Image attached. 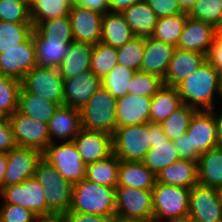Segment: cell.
I'll return each mask as SVG.
<instances>
[{
    "mask_svg": "<svg viewBox=\"0 0 222 222\" xmlns=\"http://www.w3.org/2000/svg\"><path fill=\"white\" fill-rule=\"evenodd\" d=\"M7 155V170L3 178V188L16 185L34 177L42 153L31 148L16 147Z\"/></svg>",
    "mask_w": 222,
    "mask_h": 222,
    "instance_id": "15",
    "label": "cell"
},
{
    "mask_svg": "<svg viewBox=\"0 0 222 222\" xmlns=\"http://www.w3.org/2000/svg\"><path fill=\"white\" fill-rule=\"evenodd\" d=\"M12 133L17 147L31 148L43 153L51 144L48 124L15 111L10 117Z\"/></svg>",
    "mask_w": 222,
    "mask_h": 222,
    "instance_id": "9",
    "label": "cell"
},
{
    "mask_svg": "<svg viewBox=\"0 0 222 222\" xmlns=\"http://www.w3.org/2000/svg\"><path fill=\"white\" fill-rule=\"evenodd\" d=\"M205 60L206 55L199 52L175 48L163 78L164 85L175 87L184 78L194 73Z\"/></svg>",
    "mask_w": 222,
    "mask_h": 222,
    "instance_id": "22",
    "label": "cell"
},
{
    "mask_svg": "<svg viewBox=\"0 0 222 222\" xmlns=\"http://www.w3.org/2000/svg\"><path fill=\"white\" fill-rule=\"evenodd\" d=\"M217 97H219V99L222 100V69L218 70V96Z\"/></svg>",
    "mask_w": 222,
    "mask_h": 222,
    "instance_id": "61",
    "label": "cell"
},
{
    "mask_svg": "<svg viewBox=\"0 0 222 222\" xmlns=\"http://www.w3.org/2000/svg\"><path fill=\"white\" fill-rule=\"evenodd\" d=\"M181 159L172 140L159 142L146 153L141 161L156 175L168 165Z\"/></svg>",
    "mask_w": 222,
    "mask_h": 222,
    "instance_id": "36",
    "label": "cell"
},
{
    "mask_svg": "<svg viewBox=\"0 0 222 222\" xmlns=\"http://www.w3.org/2000/svg\"><path fill=\"white\" fill-rule=\"evenodd\" d=\"M206 60L217 70L222 69V37L215 36L214 42L206 54Z\"/></svg>",
    "mask_w": 222,
    "mask_h": 222,
    "instance_id": "52",
    "label": "cell"
},
{
    "mask_svg": "<svg viewBox=\"0 0 222 222\" xmlns=\"http://www.w3.org/2000/svg\"><path fill=\"white\" fill-rule=\"evenodd\" d=\"M94 45L73 40L68 52L59 66L63 79H68L90 70L91 56Z\"/></svg>",
    "mask_w": 222,
    "mask_h": 222,
    "instance_id": "25",
    "label": "cell"
},
{
    "mask_svg": "<svg viewBox=\"0 0 222 222\" xmlns=\"http://www.w3.org/2000/svg\"><path fill=\"white\" fill-rule=\"evenodd\" d=\"M34 177L44 190L48 215L65 214L71 207L73 184L43 158L37 164Z\"/></svg>",
    "mask_w": 222,
    "mask_h": 222,
    "instance_id": "3",
    "label": "cell"
},
{
    "mask_svg": "<svg viewBox=\"0 0 222 222\" xmlns=\"http://www.w3.org/2000/svg\"><path fill=\"white\" fill-rule=\"evenodd\" d=\"M136 71L117 64L104 78L102 87L116 99L127 94L129 83Z\"/></svg>",
    "mask_w": 222,
    "mask_h": 222,
    "instance_id": "42",
    "label": "cell"
},
{
    "mask_svg": "<svg viewBox=\"0 0 222 222\" xmlns=\"http://www.w3.org/2000/svg\"><path fill=\"white\" fill-rule=\"evenodd\" d=\"M73 0H33L30 19L35 27L38 23L69 15Z\"/></svg>",
    "mask_w": 222,
    "mask_h": 222,
    "instance_id": "34",
    "label": "cell"
},
{
    "mask_svg": "<svg viewBox=\"0 0 222 222\" xmlns=\"http://www.w3.org/2000/svg\"><path fill=\"white\" fill-rule=\"evenodd\" d=\"M219 193H220V197H221V200H222V186L219 188Z\"/></svg>",
    "mask_w": 222,
    "mask_h": 222,
    "instance_id": "65",
    "label": "cell"
},
{
    "mask_svg": "<svg viewBox=\"0 0 222 222\" xmlns=\"http://www.w3.org/2000/svg\"><path fill=\"white\" fill-rule=\"evenodd\" d=\"M145 38L134 36L117 50V63L134 71L141 70V64L144 58Z\"/></svg>",
    "mask_w": 222,
    "mask_h": 222,
    "instance_id": "43",
    "label": "cell"
},
{
    "mask_svg": "<svg viewBox=\"0 0 222 222\" xmlns=\"http://www.w3.org/2000/svg\"><path fill=\"white\" fill-rule=\"evenodd\" d=\"M7 155L6 153H0V195L3 190V178L7 170Z\"/></svg>",
    "mask_w": 222,
    "mask_h": 222,
    "instance_id": "58",
    "label": "cell"
},
{
    "mask_svg": "<svg viewBox=\"0 0 222 222\" xmlns=\"http://www.w3.org/2000/svg\"><path fill=\"white\" fill-rule=\"evenodd\" d=\"M34 29L46 40L70 44L73 40L71 22L68 15L38 23Z\"/></svg>",
    "mask_w": 222,
    "mask_h": 222,
    "instance_id": "37",
    "label": "cell"
},
{
    "mask_svg": "<svg viewBox=\"0 0 222 222\" xmlns=\"http://www.w3.org/2000/svg\"><path fill=\"white\" fill-rule=\"evenodd\" d=\"M122 14L135 36H152L158 17L145 1L132 5Z\"/></svg>",
    "mask_w": 222,
    "mask_h": 222,
    "instance_id": "29",
    "label": "cell"
},
{
    "mask_svg": "<svg viewBox=\"0 0 222 222\" xmlns=\"http://www.w3.org/2000/svg\"><path fill=\"white\" fill-rule=\"evenodd\" d=\"M171 222H198V221L188 214L180 217L179 219H175Z\"/></svg>",
    "mask_w": 222,
    "mask_h": 222,
    "instance_id": "62",
    "label": "cell"
},
{
    "mask_svg": "<svg viewBox=\"0 0 222 222\" xmlns=\"http://www.w3.org/2000/svg\"><path fill=\"white\" fill-rule=\"evenodd\" d=\"M158 18L183 13L178 0H144Z\"/></svg>",
    "mask_w": 222,
    "mask_h": 222,
    "instance_id": "48",
    "label": "cell"
},
{
    "mask_svg": "<svg viewBox=\"0 0 222 222\" xmlns=\"http://www.w3.org/2000/svg\"><path fill=\"white\" fill-rule=\"evenodd\" d=\"M116 48L102 42L94 45L90 70L99 78H104L117 65Z\"/></svg>",
    "mask_w": 222,
    "mask_h": 222,
    "instance_id": "40",
    "label": "cell"
},
{
    "mask_svg": "<svg viewBox=\"0 0 222 222\" xmlns=\"http://www.w3.org/2000/svg\"><path fill=\"white\" fill-rule=\"evenodd\" d=\"M191 189L157 183L152 189L154 222H171L189 214Z\"/></svg>",
    "mask_w": 222,
    "mask_h": 222,
    "instance_id": "5",
    "label": "cell"
},
{
    "mask_svg": "<svg viewBox=\"0 0 222 222\" xmlns=\"http://www.w3.org/2000/svg\"><path fill=\"white\" fill-rule=\"evenodd\" d=\"M58 108L57 103L44 99L37 94L19 93L18 111L42 123L48 124Z\"/></svg>",
    "mask_w": 222,
    "mask_h": 222,
    "instance_id": "31",
    "label": "cell"
},
{
    "mask_svg": "<svg viewBox=\"0 0 222 222\" xmlns=\"http://www.w3.org/2000/svg\"><path fill=\"white\" fill-rule=\"evenodd\" d=\"M148 130L150 132L151 147H155L156 143L167 142L169 139L163 132L160 124L148 123Z\"/></svg>",
    "mask_w": 222,
    "mask_h": 222,
    "instance_id": "54",
    "label": "cell"
},
{
    "mask_svg": "<svg viewBox=\"0 0 222 222\" xmlns=\"http://www.w3.org/2000/svg\"><path fill=\"white\" fill-rule=\"evenodd\" d=\"M120 160L113 153L104 160L86 165L85 178L101 186L116 188Z\"/></svg>",
    "mask_w": 222,
    "mask_h": 222,
    "instance_id": "32",
    "label": "cell"
},
{
    "mask_svg": "<svg viewBox=\"0 0 222 222\" xmlns=\"http://www.w3.org/2000/svg\"><path fill=\"white\" fill-rule=\"evenodd\" d=\"M175 87L183 104L196 111L212 110L215 108L214 97L218 96V70L205 60Z\"/></svg>",
    "mask_w": 222,
    "mask_h": 222,
    "instance_id": "1",
    "label": "cell"
},
{
    "mask_svg": "<svg viewBox=\"0 0 222 222\" xmlns=\"http://www.w3.org/2000/svg\"><path fill=\"white\" fill-rule=\"evenodd\" d=\"M188 16L216 28L222 20V0H198L188 12Z\"/></svg>",
    "mask_w": 222,
    "mask_h": 222,
    "instance_id": "45",
    "label": "cell"
},
{
    "mask_svg": "<svg viewBox=\"0 0 222 222\" xmlns=\"http://www.w3.org/2000/svg\"><path fill=\"white\" fill-rule=\"evenodd\" d=\"M100 88L102 79L91 70L64 80V106L81 110Z\"/></svg>",
    "mask_w": 222,
    "mask_h": 222,
    "instance_id": "17",
    "label": "cell"
},
{
    "mask_svg": "<svg viewBox=\"0 0 222 222\" xmlns=\"http://www.w3.org/2000/svg\"><path fill=\"white\" fill-rule=\"evenodd\" d=\"M188 17V13L183 12L180 14L158 18L151 37L177 47L179 37Z\"/></svg>",
    "mask_w": 222,
    "mask_h": 222,
    "instance_id": "35",
    "label": "cell"
},
{
    "mask_svg": "<svg viewBox=\"0 0 222 222\" xmlns=\"http://www.w3.org/2000/svg\"><path fill=\"white\" fill-rule=\"evenodd\" d=\"M116 188L101 186L88 179L73 184L70 210L96 215H116Z\"/></svg>",
    "mask_w": 222,
    "mask_h": 222,
    "instance_id": "2",
    "label": "cell"
},
{
    "mask_svg": "<svg viewBox=\"0 0 222 222\" xmlns=\"http://www.w3.org/2000/svg\"><path fill=\"white\" fill-rule=\"evenodd\" d=\"M67 222H114L115 215L104 216L68 210L65 214Z\"/></svg>",
    "mask_w": 222,
    "mask_h": 222,
    "instance_id": "50",
    "label": "cell"
},
{
    "mask_svg": "<svg viewBox=\"0 0 222 222\" xmlns=\"http://www.w3.org/2000/svg\"><path fill=\"white\" fill-rule=\"evenodd\" d=\"M163 86L164 82L160 76L137 71L129 83L127 94L153 97Z\"/></svg>",
    "mask_w": 222,
    "mask_h": 222,
    "instance_id": "44",
    "label": "cell"
},
{
    "mask_svg": "<svg viewBox=\"0 0 222 222\" xmlns=\"http://www.w3.org/2000/svg\"><path fill=\"white\" fill-rule=\"evenodd\" d=\"M134 36L122 13L107 12L103 15L100 42L119 48Z\"/></svg>",
    "mask_w": 222,
    "mask_h": 222,
    "instance_id": "27",
    "label": "cell"
},
{
    "mask_svg": "<svg viewBox=\"0 0 222 222\" xmlns=\"http://www.w3.org/2000/svg\"><path fill=\"white\" fill-rule=\"evenodd\" d=\"M216 35L222 37V20L220 24L216 27Z\"/></svg>",
    "mask_w": 222,
    "mask_h": 222,
    "instance_id": "63",
    "label": "cell"
},
{
    "mask_svg": "<svg viewBox=\"0 0 222 222\" xmlns=\"http://www.w3.org/2000/svg\"><path fill=\"white\" fill-rule=\"evenodd\" d=\"M36 215L20 205H0V222H35Z\"/></svg>",
    "mask_w": 222,
    "mask_h": 222,
    "instance_id": "47",
    "label": "cell"
},
{
    "mask_svg": "<svg viewBox=\"0 0 222 222\" xmlns=\"http://www.w3.org/2000/svg\"><path fill=\"white\" fill-rule=\"evenodd\" d=\"M176 87L164 85L153 97L150 109V123L160 124L182 105Z\"/></svg>",
    "mask_w": 222,
    "mask_h": 222,
    "instance_id": "30",
    "label": "cell"
},
{
    "mask_svg": "<svg viewBox=\"0 0 222 222\" xmlns=\"http://www.w3.org/2000/svg\"><path fill=\"white\" fill-rule=\"evenodd\" d=\"M68 16L75 41L92 45L100 42L103 14L73 4Z\"/></svg>",
    "mask_w": 222,
    "mask_h": 222,
    "instance_id": "16",
    "label": "cell"
},
{
    "mask_svg": "<svg viewBox=\"0 0 222 222\" xmlns=\"http://www.w3.org/2000/svg\"><path fill=\"white\" fill-rule=\"evenodd\" d=\"M32 23H12L0 20V53L24 43L33 33Z\"/></svg>",
    "mask_w": 222,
    "mask_h": 222,
    "instance_id": "38",
    "label": "cell"
},
{
    "mask_svg": "<svg viewBox=\"0 0 222 222\" xmlns=\"http://www.w3.org/2000/svg\"><path fill=\"white\" fill-rule=\"evenodd\" d=\"M115 209L120 217L153 220L152 190L117 186Z\"/></svg>",
    "mask_w": 222,
    "mask_h": 222,
    "instance_id": "11",
    "label": "cell"
},
{
    "mask_svg": "<svg viewBox=\"0 0 222 222\" xmlns=\"http://www.w3.org/2000/svg\"><path fill=\"white\" fill-rule=\"evenodd\" d=\"M156 177L157 183L192 189L198 184L197 162L179 159L163 168Z\"/></svg>",
    "mask_w": 222,
    "mask_h": 222,
    "instance_id": "24",
    "label": "cell"
},
{
    "mask_svg": "<svg viewBox=\"0 0 222 222\" xmlns=\"http://www.w3.org/2000/svg\"><path fill=\"white\" fill-rule=\"evenodd\" d=\"M35 222H67L64 214H50L36 217Z\"/></svg>",
    "mask_w": 222,
    "mask_h": 222,
    "instance_id": "57",
    "label": "cell"
},
{
    "mask_svg": "<svg viewBox=\"0 0 222 222\" xmlns=\"http://www.w3.org/2000/svg\"><path fill=\"white\" fill-rule=\"evenodd\" d=\"M175 48L153 37H145L144 58L140 71L158 75L163 79Z\"/></svg>",
    "mask_w": 222,
    "mask_h": 222,
    "instance_id": "23",
    "label": "cell"
},
{
    "mask_svg": "<svg viewBox=\"0 0 222 222\" xmlns=\"http://www.w3.org/2000/svg\"><path fill=\"white\" fill-rule=\"evenodd\" d=\"M117 99L100 88L80 110L83 129L112 135L117 128Z\"/></svg>",
    "mask_w": 222,
    "mask_h": 222,
    "instance_id": "4",
    "label": "cell"
},
{
    "mask_svg": "<svg viewBox=\"0 0 222 222\" xmlns=\"http://www.w3.org/2000/svg\"><path fill=\"white\" fill-rule=\"evenodd\" d=\"M152 97L126 94L117 99V128L150 123Z\"/></svg>",
    "mask_w": 222,
    "mask_h": 222,
    "instance_id": "19",
    "label": "cell"
},
{
    "mask_svg": "<svg viewBox=\"0 0 222 222\" xmlns=\"http://www.w3.org/2000/svg\"><path fill=\"white\" fill-rule=\"evenodd\" d=\"M73 4L90 9L103 15L109 12V0H73Z\"/></svg>",
    "mask_w": 222,
    "mask_h": 222,
    "instance_id": "53",
    "label": "cell"
},
{
    "mask_svg": "<svg viewBox=\"0 0 222 222\" xmlns=\"http://www.w3.org/2000/svg\"><path fill=\"white\" fill-rule=\"evenodd\" d=\"M0 20L12 23H31L30 7L19 0H1Z\"/></svg>",
    "mask_w": 222,
    "mask_h": 222,
    "instance_id": "46",
    "label": "cell"
},
{
    "mask_svg": "<svg viewBox=\"0 0 222 222\" xmlns=\"http://www.w3.org/2000/svg\"><path fill=\"white\" fill-rule=\"evenodd\" d=\"M144 0H109V12L123 13L132 5Z\"/></svg>",
    "mask_w": 222,
    "mask_h": 222,
    "instance_id": "55",
    "label": "cell"
},
{
    "mask_svg": "<svg viewBox=\"0 0 222 222\" xmlns=\"http://www.w3.org/2000/svg\"><path fill=\"white\" fill-rule=\"evenodd\" d=\"M197 1H198V0H178L181 9H182L184 12H187V13L191 10V8L193 7V5H194Z\"/></svg>",
    "mask_w": 222,
    "mask_h": 222,
    "instance_id": "59",
    "label": "cell"
},
{
    "mask_svg": "<svg viewBox=\"0 0 222 222\" xmlns=\"http://www.w3.org/2000/svg\"><path fill=\"white\" fill-rule=\"evenodd\" d=\"M42 158L53 165L61 177L71 184L85 179L86 165L73 141L51 143L42 153Z\"/></svg>",
    "mask_w": 222,
    "mask_h": 222,
    "instance_id": "8",
    "label": "cell"
},
{
    "mask_svg": "<svg viewBox=\"0 0 222 222\" xmlns=\"http://www.w3.org/2000/svg\"><path fill=\"white\" fill-rule=\"evenodd\" d=\"M32 34L36 46L37 66L59 67L70 44L46 41L35 29Z\"/></svg>",
    "mask_w": 222,
    "mask_h": 222,
    "instance_id": "33",
    "label": "cell"
},
{
    "mask_svg": "<svg viewBox=\"0 0 222 222\" xmlns=\"http://www.w3.org/2000/svg\"><path fill=\"white\" fill-rule=\"evenodd\" d=\"M113 153L120 161H142L151 149L148 123L116 128L112 134Z\"/></svg>",
    "mask_w": 222,
    "mask_h": 222,
    "instance_id": "7",
    "label": "cell"
},
{
    "mask_svg": "<svg viewBox=\"0 0 222 222\" xmlns=\"http://www.w3.org/2000/svg\"><path fill=\"white\" fill-rule=\"evenodd\" d=\"M157 177L140 161H120L117 186H127L142 190H152Z\"/></svg>",
    "mask_w": 222,
    "mask_h": 222,
    "instance_id": "26",
    "label": "cell"
},
{
    "mask_svg": "<svg viewBox=\"0 0 222 222\" xmlns=\"http://www.w3.org/2000/svg\"><path fill=\"white\" fill-rule=\"evenodd\" d=\"M114 222H154L151 219H133V218H125L115 215Z\"/></svg>",
    "mask_w": 222,
    "mask_h": 222,
    "instance_id": "60",
    "label": "cell"
},
{
    "mask_svg": "<svg viewBox=\"0 0 222 222\" xmlns=\"http://www.w3.org/2000/svg\"><path fill=\"white\" fill-rule=\"evenodd\" d=\"M0 198L3 199L1 204L20 205L32 211L37 217L48 215L44 190L35 177L3 188Z\"/></svg>",
    "mask_w": 222,
    "mask_h": 222,
    "instance_id": "10",
    "label": "cell"
},
{
    "mask_svg": "<svg viewBox=\"0 0 222 222\" xmlns=\"http://www.w3.org/2000/svg\"><path fill=\"white\" fill-rule=\"evenodd\" d=\"M21 81L0 74V116L10 117L18 110Z\"/></svg>",
    "mask_w": 222,
    "mask_h": 222,
    "instance_id": "39",
    "label": "cell"
},
{
    "mask_svg": "<svg viewBox=\"0 0 222 222\" xmlns=\"http://www.w3.org/2000/svg\"><path fill=\"white\" fill-rule=\"evenodd\" d=\"M215 36L214 26L188 17L176 48L206 55Z\"/></svg>",
    "mask_w": 222,
    "mask_h": 222,
    "instance_id": "20",
    "label": "cell"
},
{
    "mask_svg": "<svg viewBox=\"0 0 222 222\" xmlns=\"http://www.w3.org/2000/svg\"><path fill=\"white\" fill-rule=\"evenodd\" d=\"M16 147L8 117L0 116V153H8Z\"/></svg>",
    "mask_w": 222,
    "mask_h": 222,
    "instance_id": "49",
    "label": "cell"
},
{
    "mask_svg": "<svg viewBox=\"0 0 222 222\" xmlns=\"http://www.w3.org/2000/svg\"><path fill=\"white\" fill-rule=\"evenodd\" d=\"M216 109L215 107L211 111L213 112L216 123L218 147H222V108L219 112Z\"/></svg>",
    "mask_w": 222,
    "mask_h": 222,
    "instance_id": "56",
    "label": "cell"
},
{
    "mask_svg": "<svg viewBox=\"0 0 222 222\" xmlns=\"http://www.w3.org/2000/svg\"><path fill=\"white\" fill-rule=\"evenodd\" d=\"M20 92H29L64 105V79L59 67L37 66L24 75Z\"/></svg>",
    "mask_w": 222,
    "mask_h": 222,
    "instance_id": "6",
    "label": "cell"
},
{
    "mask_svg": "<svg viewBox=\"0 0 222 222\" xmlns=\"http://www.w3.org/2000/svg\"><path fill=\"white\" fill-rule=\"evenodd\" d=\"M191 150L199 157L202 153L218 147L217 129L211 110L195 111L186 132Z\"/></svg>",
    "mask_w": 222,
    "mask_h": 222,
    "instance_id": "14",
    "label": "cell"
},
{
    "mask_svg": "<svg viewBox=\"0 0 222 222\" xmlns=\"http://www.w3.org/2000/svg\"><path fill=\"white\" fill-rule=\"evenodd\" d=\"M34 67H37V61L33 34L24 43L0 53V74L4 76L21 81Z\"/></svg>",
    "mask_w": 222,
    "mask_h": 222,
    "instance_id": "12",
    "label": "cell"
},
{
    "mask_svg": "<svg viewBox=\"0 0 222 222\" xmlns=\"http://www.w3.org/2000/svg\"><path fill=\"white\" fill-rule=\"evenodd\" d=\"M196 110L186 104H182L160 125L169 140H174L186 134L189 121Z\"/></svg>",
    "mask_w": 222,
    "mask_h": 222,
    "instance_id": "41",
    "label": "cell"
},
{
    "mask_svg": "<svg viewBox=\"0 0 222 222\" xmlns=\"http://www.w3.org/2000/svg\"><path fill=\"white\" fill-rule=\"evenodd\" d=\"M189 215L198 222H222V200L219 189L195 185L190 191Z\"/></svg>",
    "mask_w": 222,
    "mask_h": 222,
    "instance_id": "13",
    "label": "cell"
},
{
    "mask_svg": "<svg viewBox=\"0 0 222 222\" xmlns=\"http://www.w3.org/2000/svg\"><path fill=\"white\" fill-rule=\"evenodd\" d=\"M73 143L85 165L104 160L113 154L112 135L108 133L82 128Z\"/></svg>",
    "mask_w": 222,
    "mask_h": 222,
    "instance_id": "18",
    "label": "cell"
},
{
    "mask_svg": "<svg viewBox=\"0 0 222 222\" xmlns=\"http://www.w3.org/2000/svg\"><path fill=\"white\" fill-rule=\"evenodd\" d=\"M173 143L181 159L198 161L199 157L191 150V142L187 134L174 139Z\"/></svg>",
    "mask_w": 222,
    "mask_h": 222,
    "instance_id": "51",
    "label": "cell"
},
{
    "mask_svg": "<svg viewBox=\"0 0 222 222\" xmlns=\"http://www.w3.org/2000/svg\"><path fill=\"white\" fill-rule=\"evenodd\" d=\"M198 184L219 189L222 186V147L202 153L197 161Z\"/></svg>",
    "mask_w": 222,
    "mask_h": 222,
    "instance_id": "28",
    "label": "cell"
},
{
    "mask_svg": "<svg viewBox=\"0 0 222 222\" xmlns=\"http://www.w3.org/2000/svg\"><path fill=\"white\" fill-rule=\"evenodd\" d=\"M48 129L51 143L62 139L64 142L73 141L82 129L80 110L59 106L48 123Z\"/></svg>",
    "mask_w": 222,
    "mask_h": 222,
    "instance_id": "21",
    "label": "cell"
},
{
    "mask_svg": "<svg viewBox=\"0 0 222 222\" xmlns=\"http://www.w3.org/2000/svg\"><path fill=\"white\" fill-rule=\"evenodd\" d=\"M19 1H22V2L26 3L29 7L33 2V0H19Z\"/></svg>",
    "mask_w": 222,
    "mask_h": 222,
    "instance_id": "64",
    "label": "cell"
}]
</instances>
